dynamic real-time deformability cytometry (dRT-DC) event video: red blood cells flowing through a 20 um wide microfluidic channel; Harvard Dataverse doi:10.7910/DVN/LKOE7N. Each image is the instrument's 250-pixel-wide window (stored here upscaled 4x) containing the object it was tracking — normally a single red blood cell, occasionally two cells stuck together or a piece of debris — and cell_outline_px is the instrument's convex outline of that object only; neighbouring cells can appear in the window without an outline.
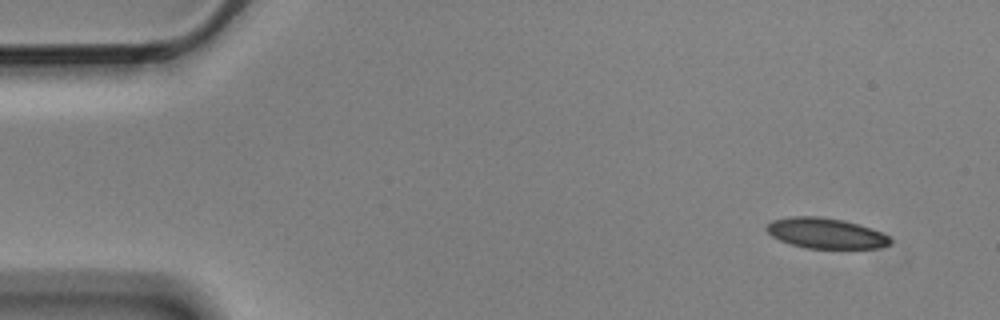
{"species": "Egyptian fruit bat (a non-hibernating species)", "species_latin": "Rousettus aegyptiacus", "temperature_condition": "cold", "stored_images_in_passage": 5, "camera_frame_rate_fps": 3000, "um_per_image_px": 0.085, "animal": {"sex": "male"}, "frame": {"image": 1, "passage_image": 2, "time_ms": 0.333, "image_size_px": [1000, 320], "cell_outline_px": [[892, 244], [880, 248], [804, 248], [780, 240], [772, 236], [764, 228], [772, 220], [792, 216], [820, 216], [844, 220], [860, 224], [872, 228], [888, 236], [892, 240]], "centroid_in_image_um": [70.21, 19.82], "position_along_channel_um": 14.8, "area_um2": 22.08}}
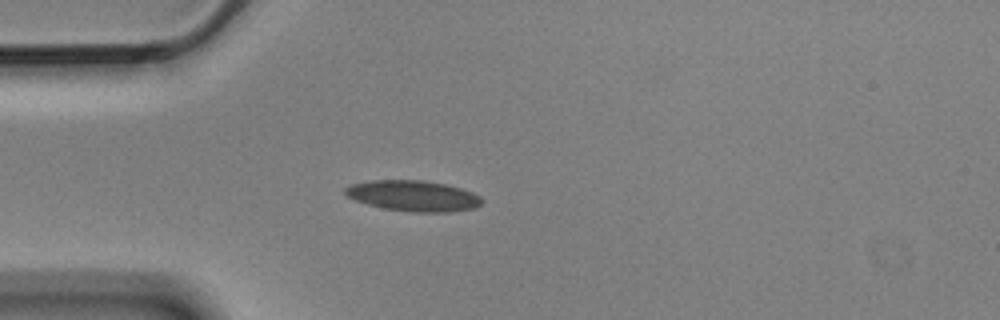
{"frame": {"image": 2, "passage_image": 5, "time_ms": 1.333, "image_size_px": [1000, 320], "cell_outline_px": [[480, 204], [472, 208], [448, 212], [412, 212], [384, 208], [368, 204], [356, 200], [348, 196], [344, 192], [344, 188], [352, 184], [372, 180], [424, 180], [444, 184], [460, 188], [472, 192], [480, 196]], "centroid_in_image_um": [35.1, 16.64], "position_along_channel_um": 49.9, "area_um2": 24.16}}